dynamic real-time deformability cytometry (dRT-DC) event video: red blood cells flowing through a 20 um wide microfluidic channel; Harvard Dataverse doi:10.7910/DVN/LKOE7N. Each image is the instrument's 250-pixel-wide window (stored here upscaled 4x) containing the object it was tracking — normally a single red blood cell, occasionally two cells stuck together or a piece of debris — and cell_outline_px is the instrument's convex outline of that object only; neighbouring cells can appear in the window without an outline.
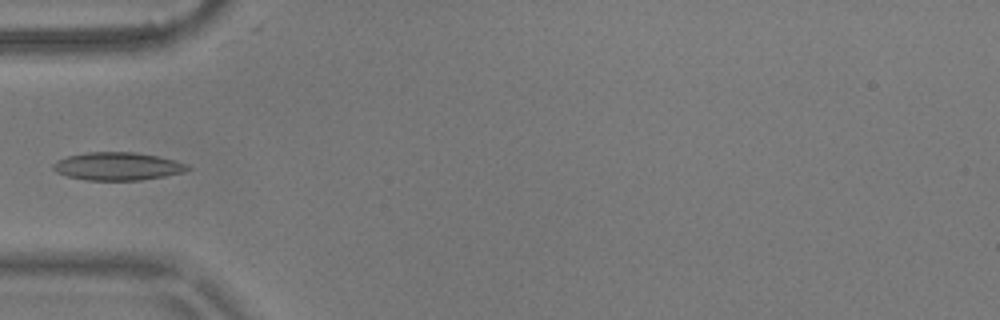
{"species": "common noctule bat (a hibernating species)", "species_latin": "Nyctalus noctula", "temperature_condition": "warm", "stored_images_in_passage": 8, "camera_frame_rate_fps": 3000, "um_per_image_px": 0.085, "animal": {"sex": "male", "body_mass_g": 17.9}, "frame": {"image": 1, "passage_image": 5, "time_ms": 1.333, "image_size_px": [1000, 320], "cell_outline_px": [[192, 168], [184, 172], [164, 176], [140, 180], [84, 180], [68, 176], [56, 172], [52, 168], [52, 164], [56, 160], [68, 156], [88, 152], [136, 152], [156, 156], [172, 160], [184, 164]], "centroid_in_image_um": [9.94, 14.13], "position_along_channel_um": 75.1, "area_um2": 21.73}}